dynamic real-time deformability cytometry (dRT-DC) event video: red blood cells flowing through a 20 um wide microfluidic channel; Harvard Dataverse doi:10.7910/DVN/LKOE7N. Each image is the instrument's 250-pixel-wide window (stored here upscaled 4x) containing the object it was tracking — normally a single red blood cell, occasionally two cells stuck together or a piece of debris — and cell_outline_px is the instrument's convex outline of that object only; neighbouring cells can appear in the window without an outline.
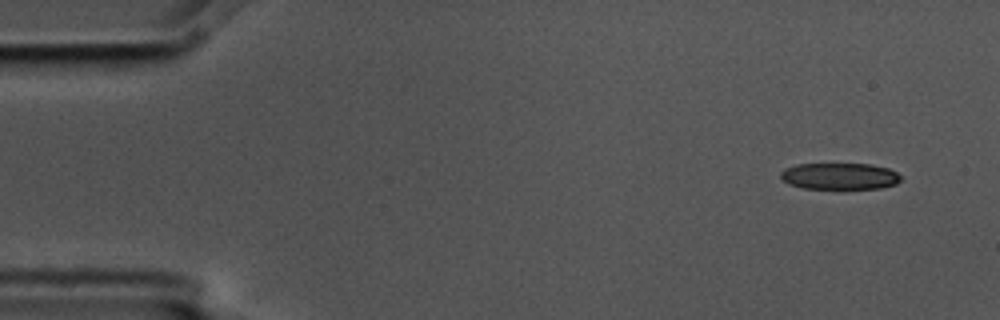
{"species": "common noctule bat (a hibernating species)", "species_latin": "Nyctalus noctula", "temperature_condition": "cold", "stored_images_in_passage": 6, "camera_frame_rate_fps": 3000, "um_per_image_px": 0.085, "animal": {"sex": "male", "body_mass_g": 17.5, "forearm_length_mm": 52.3}, "frame": {"image": 1, "passage_image": 1, "time_ms": 0.0, "image_size_px": [1000, 320], "cell_outline_px": [[900, 180], [896, 184], [880, 188], [844, 192], [804, 188], [788, 184], [780, 176], [780, 172], [784, 168], [796, 164], [872, 164], [888, 168], [896, 172], [900, 176]], "centroid_in_image_um": [71.37, 15.03], "position_along_channel_um": 13.6, "area_um2": 19.59}}
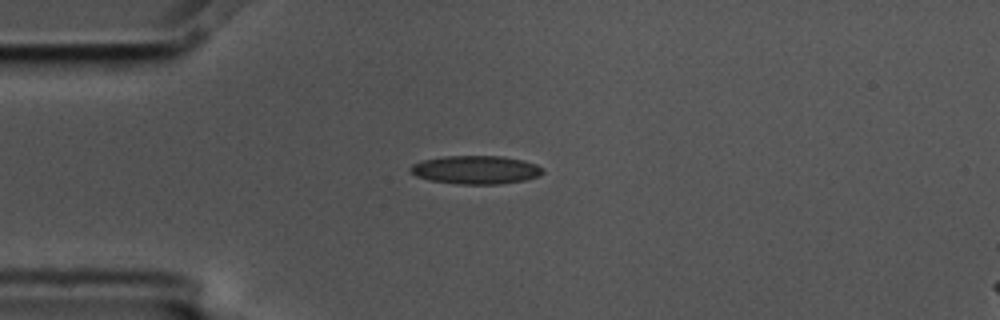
{"frame": {"image": 2, "passage_image": 4, "time_ms": 1.0, "image_size_px": [1000, 320], "cell_outline_px": [[544, 172], [540, 176], [524, 180], [500, 184], [456, 184], [428, 180], [416, 176], [408, 168], [412, 164], [420, 160], [444, 156], [504, 156], [524, 160], [536, 164], [544, 168]], "centroid_in_image_um": [40.44, 14.43], "position_along_channel_um": 44.6, "area_um2": 22.2}}
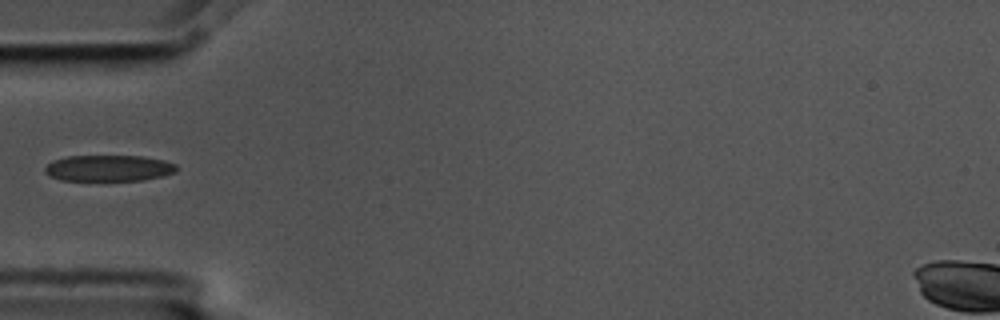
{"frame": {"image": 3, "passage_image": 5, "time_ms": 1.333, "image_size_px": [1000, 320], "cell_outline_px": [[180, 168], [176, 172], [144, 180], [60, 180], [48, 176], [44, 172], [44, 168], [52, 160], [68, 156], [144, 156], [164, 160], [176, 164]], "centroid_in_image_um": [9.24, 14.29], "position_along_channel_um": 75.8, "area_um2": 20.23}}